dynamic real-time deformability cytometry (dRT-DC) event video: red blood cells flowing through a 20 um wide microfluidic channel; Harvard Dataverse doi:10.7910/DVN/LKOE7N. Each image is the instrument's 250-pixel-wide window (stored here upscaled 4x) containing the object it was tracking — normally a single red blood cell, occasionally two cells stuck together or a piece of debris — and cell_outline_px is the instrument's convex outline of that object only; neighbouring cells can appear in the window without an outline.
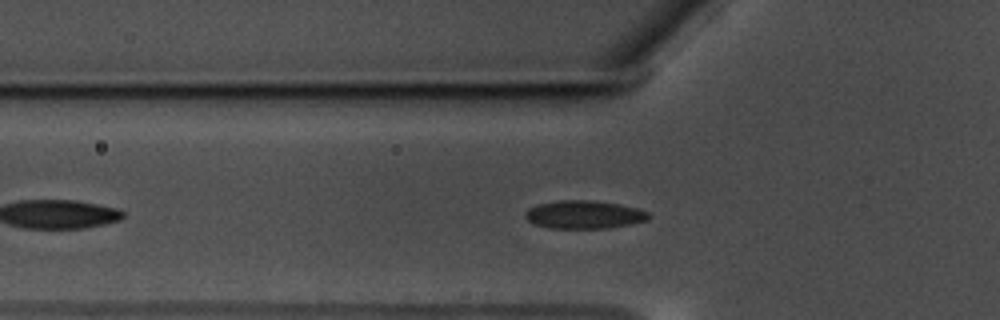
{"species": "common noctule bat (a hibernating species)", "species_latin": "Nyctalus noctula", "temperature_condition": "warm", "stored_images_in_passage": 48, "camera_frame_rate_fps": 3000, "um_per_image_px": 0.085, "animal": {"sex": "male", "body_mass_g": 17.5, "forearm_length_mm": 52.3}, "frame": {"image": 1, "passage_image": 9, "time_ms": 2.667, "image_size_px": [1000, 320], "cell_outline_px": [[652, 216], [648, 220], [608, 228], [548, 228], [532, 224], [524, 216], [524, 212], [528, 208], [540, 204], [560, 200], [596, 200], [620, 204], [636, 208], [648, 212]], "centroid_in_image_um": [49.63, 18.24], "position_along_channel_um": 76.2, "area_um2": 20.35}}
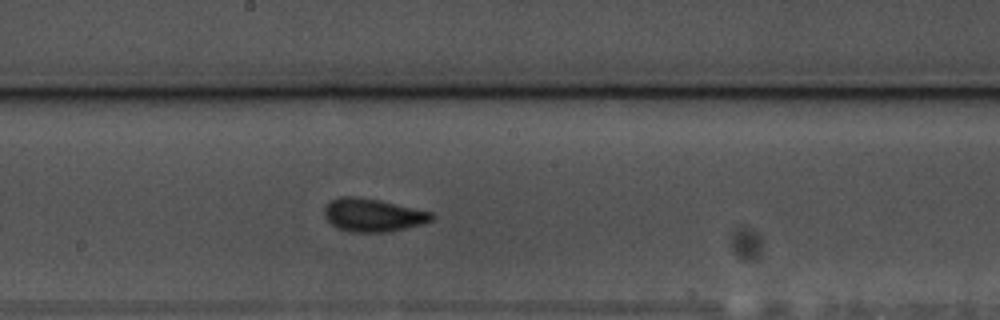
{"frame": {"image": 2, "passage_image": 21, "time_ms": 6.667, "image_size_px": [1000, 320], "cell_outline_px": [[436, 216], [432, 220], [420, 224], [388, 232], [352, 232], [336, 228], [324, 216], [324, 204], [340, 196], [360, 196], [380, 200], [432, 212]], "centroid_in_image_um": [31.66, 18.27], "position_along_channel_um": 216.5, "area_um2": 20.81}}
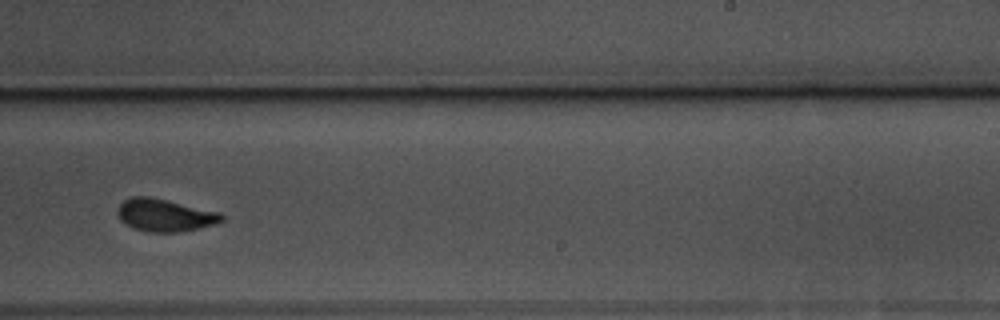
{"frame": {"image": 3, "passage_image": 26, "time_ms": 8.333, "image_size_px": [1000, 320], "cell_outline_px": [[224, 220], [216, 224], [200, 228], [180, 232], [148, 232], [132, 228], [120, 220], [116, 212], [116, 208], [128, 196], [148, 196], [220, 212], [224, 216]], "centroid_in_image_um": [13.98, 18.29], "position_along_channel_um": 275.0, "area_um2": 19.94}, "authors_computed_cell_mechanics": {"area_um2": 19.5364, "velocity_mm_per_s": 3.513, "shape_relaxation_time_tau1_ms": 4.1608, "shape_relaxation_time_tau2_ms": 1.2958, "deformation_change_tau1": 0.1187, "deformation_change_tau2": 0.0573}}